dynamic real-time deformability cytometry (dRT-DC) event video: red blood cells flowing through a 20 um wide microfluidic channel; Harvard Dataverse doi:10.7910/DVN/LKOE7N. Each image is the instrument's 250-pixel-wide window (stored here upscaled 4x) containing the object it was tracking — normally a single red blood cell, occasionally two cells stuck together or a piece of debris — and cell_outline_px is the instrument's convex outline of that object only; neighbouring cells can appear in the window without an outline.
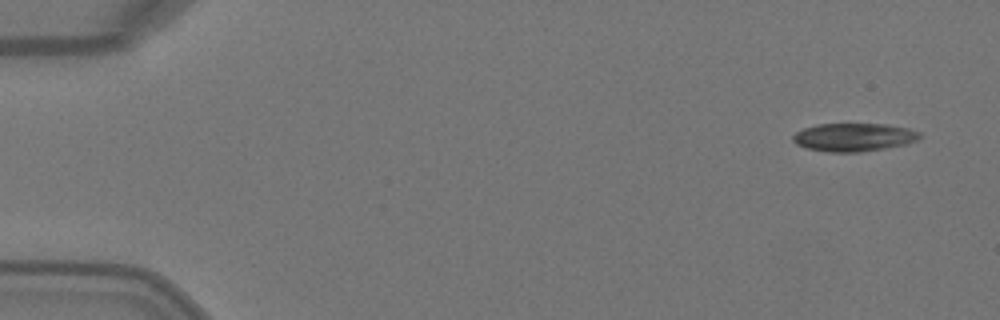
{"species": "Egyptian fruit bat (a non-hibernating species)", "species_latin": "Rousettus aegyptiacus", "temperature_condition": "warm", "stored_images_in_passage": 4, "camera_frame_rate_fps": 3000, "um_per_image_px": 0.085, "animal": {"sex": "female"}, "frame": {"image": 1, "passage_image": 1, "time_ms": 0.0, "image_size_px": [1000, 320], "cell_outline_px": [[920, 136], [916, 140], [904, 144], [884, 148], [860, 152], [828, 152], [808, 148], [796, 144], [792, 140], [792, 136], [796, 132], [804, 128], [816, 124], [884, 124], [908, 128], [920, 132]], "centroid_in_image_um": [72.53, 11.66], "position_along_channel_um": 12.5, "area_um2": 20.63}}
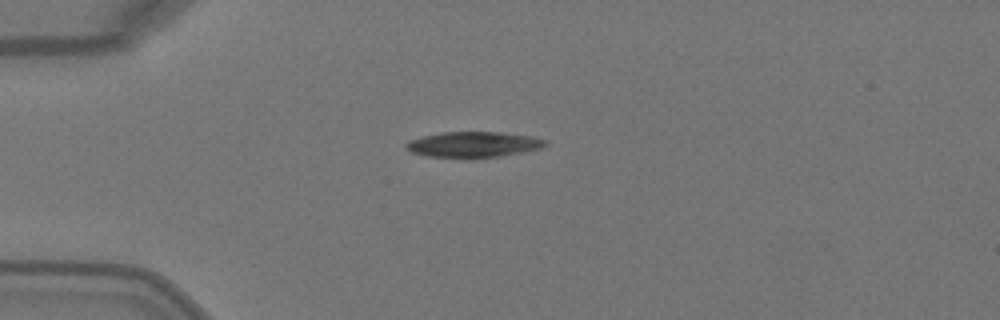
{"frame": {"image": 2, "passage_image": 3, "time_ms": 0.667, "image_size_px": [1000, 320], "cell_outline_px": [[548, 144], [540, 148], [500, 156], [472, 160], [428, 156], [412, 152], [404, 148], [404, 144], [408, 140], [440, 132], [500, 132], [532, 136], [548, 140]], "centroid_in_image_um": [40.21, 12.3], "position_along_channel_um": 44.8, "area_um2": 21.33}}